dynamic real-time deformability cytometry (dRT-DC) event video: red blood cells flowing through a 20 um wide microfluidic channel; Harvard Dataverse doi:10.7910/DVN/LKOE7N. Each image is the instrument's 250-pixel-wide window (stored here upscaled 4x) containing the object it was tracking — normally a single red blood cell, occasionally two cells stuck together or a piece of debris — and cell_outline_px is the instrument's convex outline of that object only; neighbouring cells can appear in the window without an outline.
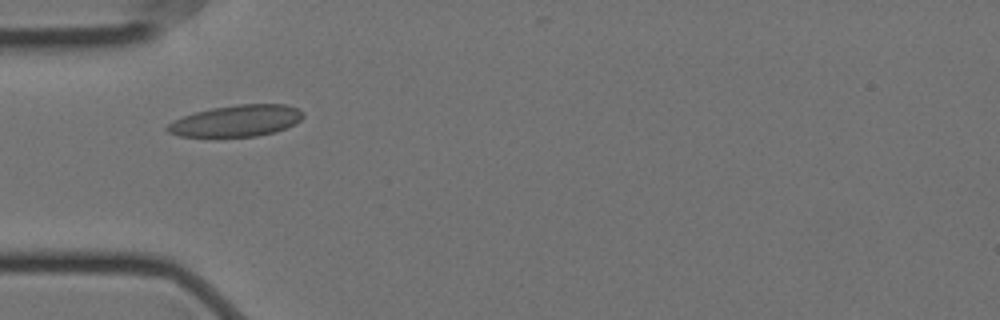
{"species": "Egyptian fruit bat (a non-hibernating species)", "species_latin": "Rousettus aegyptiacus", "temperature_condition": "cold", "stored_images_in_passage": 5, "camera_frame_rate_fps": 3000, "um_per_image_px": 0.085, "animal": {"sex": "female"}, "frame": {"image": 1, "passage_image": 5, "time_ms": 1.333, "image_size_px": [1000, 320], "cell_outline_px": [[304, 116], [296, 124], [276, 132], [256, 136], [180, 136], [168, 132], [164, 128], [172, 120], [196, 112], [212, 108], [240, 104], [288, 104], [304, 112]], "centroid_in_image_um": [20.13, 10.26], "position_along_channel_um": 64.9, "area_um2": 24.85}}